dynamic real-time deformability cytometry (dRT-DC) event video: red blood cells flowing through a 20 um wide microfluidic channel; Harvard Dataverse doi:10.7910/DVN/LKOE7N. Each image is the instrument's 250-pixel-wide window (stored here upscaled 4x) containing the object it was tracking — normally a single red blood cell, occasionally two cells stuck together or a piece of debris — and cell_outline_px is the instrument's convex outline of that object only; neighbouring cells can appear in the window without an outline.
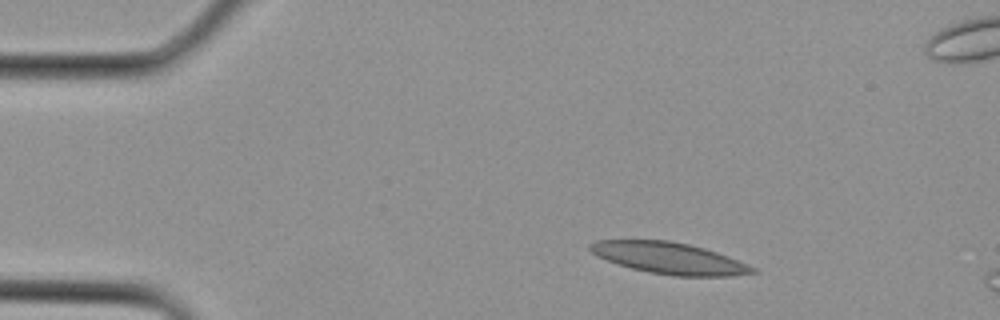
{"species": "Egyptian fruit bat (a non-hibernating species)", "species_latin": "Rousettus aegyptiacus", "temperature_condition": "cold", "stored_images_in_passage": 3, "camera_frame_rate_fps": 3000, "um_per_image_px": 0.085, "animal": {"sex": "female"}, "frame": {"image": 1, "passage_image": 1, "time_ms": 0.0, "image_size_px": [1000, 320], "cell_outline_px": [[760, 272], [732, 276], [676, 276], [648, 272], [632, 268], [596, 256], [588, 248], [588, 244], [596, 240], [668, 240], [688, 244], [704, 248], [728, 256], [756, 268]], "centroid_in_image_um": [56.9, 21.94], "position_along_channel_um": 28.1, "area_um2": 29.71}}